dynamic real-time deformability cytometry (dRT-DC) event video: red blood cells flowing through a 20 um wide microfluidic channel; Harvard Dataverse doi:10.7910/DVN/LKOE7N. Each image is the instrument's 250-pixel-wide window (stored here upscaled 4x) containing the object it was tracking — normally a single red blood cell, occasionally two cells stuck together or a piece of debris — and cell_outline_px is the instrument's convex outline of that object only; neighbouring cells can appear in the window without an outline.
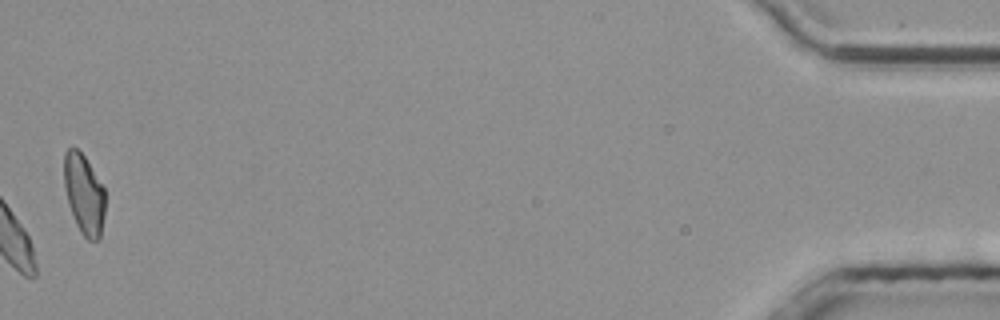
{"species": "common noctule bat (a hibernating species)", "species_latin": "Nyctalus noctula", "temperature_condition": "room temperature", "stored_images_in_passage": 42, "camera_frame_rate_fps": 3000, "um_per_image_px": 0.085, "animal": {"sex": "male", "body_mass_g": 20.4}, "frame": {"image": 1, "passage_image": 42, "time_ms": 13.667, "image_size_px": [1000, 320], "cell_outline_px": [[104, 216], [100, 240], [88, 240], [80, 232], [76, 224], [68, 204], [64, 184], [64, 152], [68, 148], [76, 148], [84, 156], [104, 188]], "centroid_in_image_um": [7.13, 16.53], "position_along_channel_um": 428.1, "area_um2": 19.07}, "authors_computed_cell_mechanics": {"area_um2": 18.1492, "velocity_mm_per_s": 3.7521, "shape_relaxation_time_tau1_ms": null, "shape_relaxation_time_tau2_ms": 3.4502, "deformation_change_tau1": null, "deformation_change_tau2": 0.0866}}